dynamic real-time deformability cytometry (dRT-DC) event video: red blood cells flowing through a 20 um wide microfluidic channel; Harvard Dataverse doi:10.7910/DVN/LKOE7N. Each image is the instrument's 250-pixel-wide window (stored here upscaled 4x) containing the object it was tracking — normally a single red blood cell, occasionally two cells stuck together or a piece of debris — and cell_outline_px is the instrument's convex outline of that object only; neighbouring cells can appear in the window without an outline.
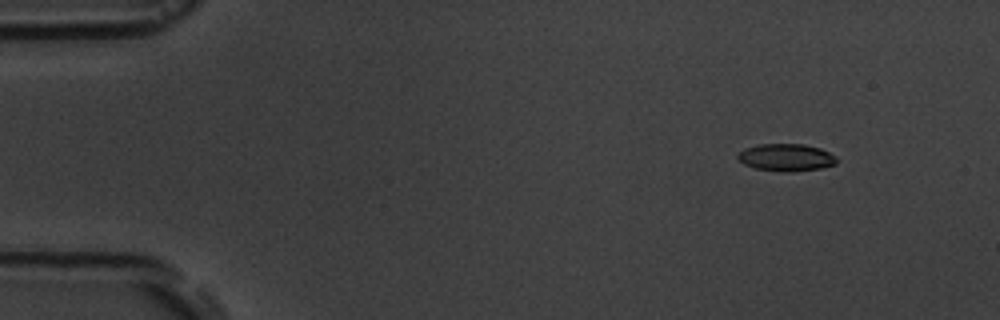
{"species": "common noctule bat (a hibernating species)", "species_latin": "Nyctalus noctula", "temperature_condition": "room temperature", "stored_images_in_passage": 7, "camera_frame_rate_fps": 3000, "um_per_image_px": 0.085, "animal": {"sex": "male", "body_mass_g": 19.5, "forearm_length_mm": 54.6}, "frame": {"image": 1, "passage_image": 1, "time_ms": 0.0, "image_size_px": [1000, 320], "cell_outline_px": [[836, 164], [820, 168], [792, 172], [780, 172], [756, 168], [744, 164], [736, 160], [736, 156], [744, 148], [760, 144], [804, 144], [820, 148], [836, 156]], "centroid_in_image_um": [66.79, 13.38], "position_along_channel_um": 18.2, "area_um2": 15.84}}
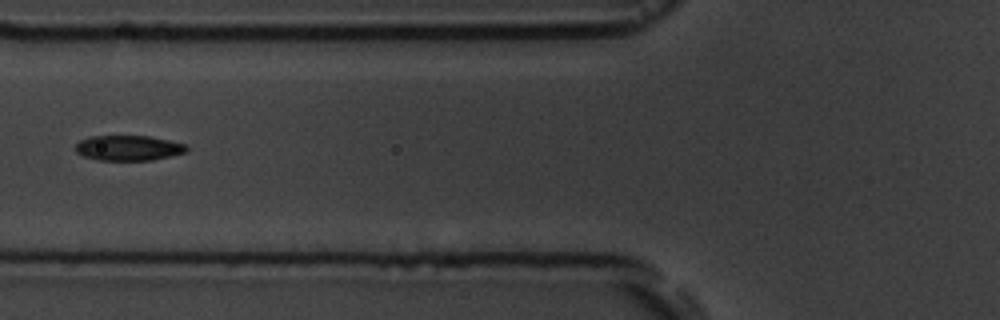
{"frame": {"image": 2, "passage_image": 5, "time_ms": 5.333, "image_size_px": [1000, 320], "cell_outline_px": [[188, 152], [152, 160], [100, 160], [84, 156], [76, 152], [76, 144], [80, 140], [88, 136], [148, 136], [188, 144]], "centroid_in_image_um": [10.95, 12.57], "position_along_channel_um": 114.8, "area_um2": 16.36}}
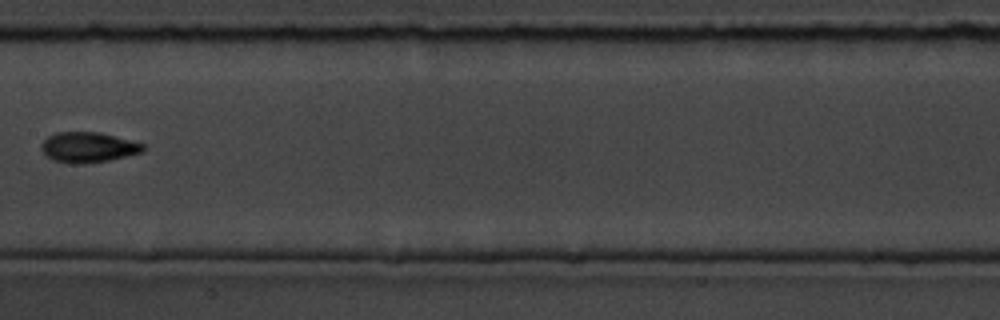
{"frame": {"image": 3, "passage_image": 7, "time_ms": 7.667, "image_size_px": [1000, 320], "cell_outline_px": [[144, 152], [108, 160], [84, 164], [68, 164], [52, 160], [40, 148], [40, 144], [48, 136], [56, 132], [100, 132], [144, 144]], "centroid_in_image_um": [7.47, 12.52], "position_along_channel_um": 199.9, "area_um2": 18.03}}